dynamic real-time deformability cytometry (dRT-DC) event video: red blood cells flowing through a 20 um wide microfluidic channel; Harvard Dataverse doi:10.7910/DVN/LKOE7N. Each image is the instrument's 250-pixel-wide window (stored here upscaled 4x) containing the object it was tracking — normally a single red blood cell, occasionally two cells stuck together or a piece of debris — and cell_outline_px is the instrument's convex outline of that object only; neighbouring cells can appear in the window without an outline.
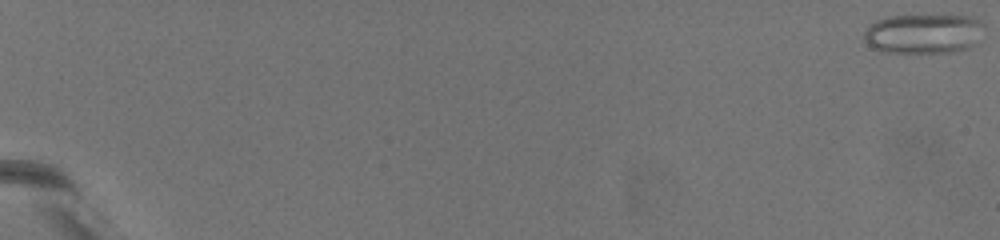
{"species": "common noctule bat (a hibernating species)", "species_latin": "Nyctalus noctula", "temperature_condition": "warm", "stored_images_in_passage": 59, "camera_frame_rate_fps": 3000, "um_per_image_px": 0.085, "animal": {"sex": "female", "body_mass_g": 19.5, "forearm_length_mm": 54.1}, "frame": {"image": 1, "passage_image": 1, "time_ms": 0.0, "image_size_px": [1000, 240], "cell_outline_px": [[984, 24], [980, 44], [968, 48], [952, 52], [880, 52], [872, 48], [864, 40], [864, 32], [876, 20], [888, 16], [964, 16], [976, 20]], "centroid_in_image_um": [78.52, 2.88], "position_along_channel_um": 6.5, "area_um2": 27.8}}
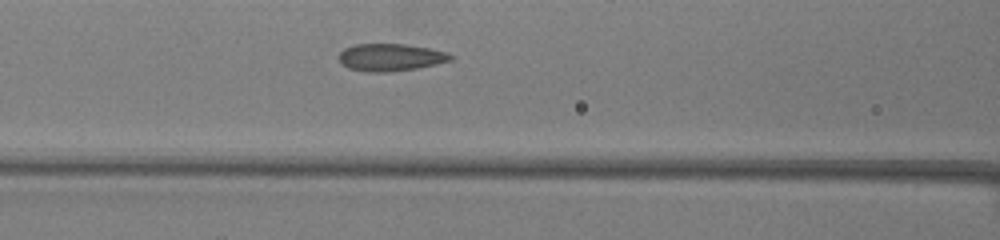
{"frame": {"image": 2, "passage_image": 34, "time_ms": 11.0, "image_size_px": [1000, 240], "cell_outline_px": [[456, 56], [452, 60], [436, 64], [416, 68], [388, 72], [368, 72], [348, 68], [336, 56], [344, 48], [356, 44], [404, 44], [428, 48], [444, 52]], "centroid_in_image_um": [33.18, 4.87], "position_along_channel_um": 133.4, "area_um2": 17.74}}
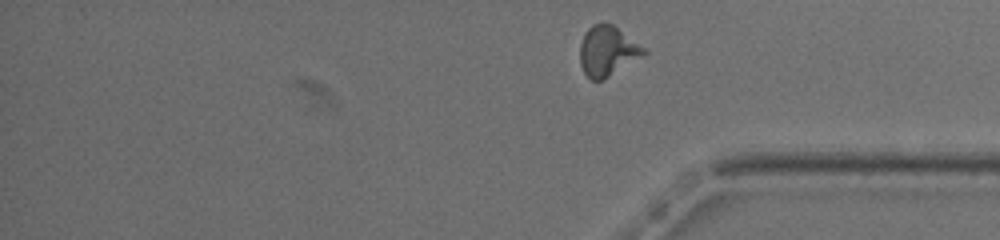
{"frame": {"image": 3, "passage_image": 58, "time_ms": 19.0, "image_size_px": [1000, 240], "cell_outline_px": [[648, 52], [604, 80], [592, 80], [584, 72], [580, 64], [580, 44], [588, 28], [592, 24], [612, 24], [644, 48]], "centroid_in_image_um": [51.61, 4.36], "position_along_channel_um": 383.6, "area_um2": 18.21}, "authors_computed_cell_mechanics": {"area_um2": 18.9584, "velocity_mm_per_s": 3.1665, "shape_relaxation_time_tau1_ms": 9.1108, "shape_relaxation_time_tau2_ms": 0.7967, "deformation_change_tau1": 0.1965, "deformation_change_tau2": 0.0639}}